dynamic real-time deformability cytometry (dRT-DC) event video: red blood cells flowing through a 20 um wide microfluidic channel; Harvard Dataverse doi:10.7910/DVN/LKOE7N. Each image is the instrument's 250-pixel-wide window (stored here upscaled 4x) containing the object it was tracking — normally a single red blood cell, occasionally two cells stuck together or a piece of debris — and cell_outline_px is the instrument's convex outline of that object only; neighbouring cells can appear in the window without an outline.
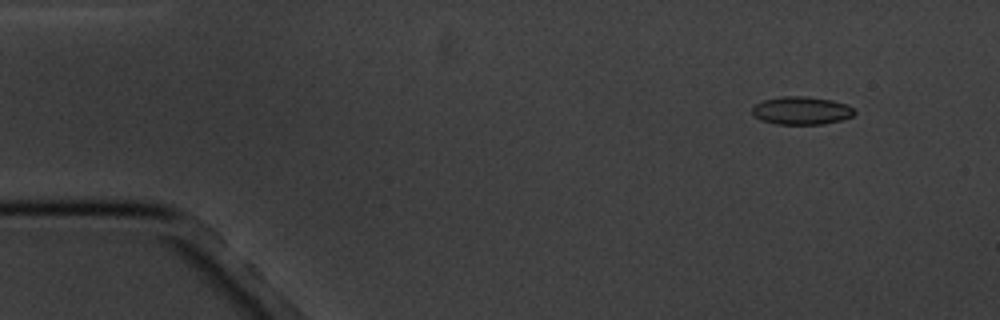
{"species": "common noctule bat (a hibernating species)", "species_latin": "Nyctalus noctula", "temperature_condition": "cold", "stored_images_in_passage": 4, "camera_frame_rate_fps": 3000, "um_per_image_px": 0.085, "animal": {"sex": "male", "body_mass_g": 20.1, "forearm_length_mm": 53.5}, "frame": {"image": 1, "passage_image": 2, "time_ms": 1.333, "image_size_px": [1000, 320], "cell_outline_px": [[856, 112], [852, 116], [840, 120], [824, 124], [776, 124], [760, 120], [752, 116], [752, 108], [756, 104], [764, 100], [780, 96], [804, 96], [832, 100], [848, 104]], "centroid_in_image_um": [68.1, 9.4], "position_along_channel_um": 16.9, "area_um2": 16.76}}